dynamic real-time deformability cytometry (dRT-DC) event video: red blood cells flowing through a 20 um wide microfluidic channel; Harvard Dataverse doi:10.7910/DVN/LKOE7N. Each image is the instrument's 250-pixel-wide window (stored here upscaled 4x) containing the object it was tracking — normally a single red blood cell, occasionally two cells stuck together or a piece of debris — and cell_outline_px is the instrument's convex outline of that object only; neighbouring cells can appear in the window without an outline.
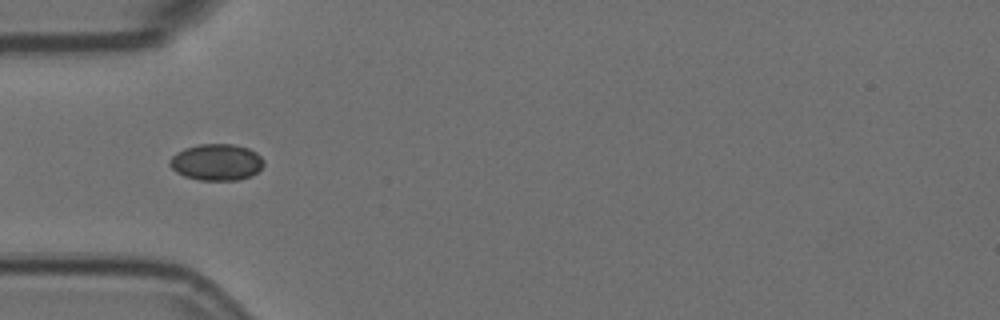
{"species": "Egyptian fruit bat (a non-hibernating species)", "species_latin": "Rousettus aegyptiacus", "temperature_condition": "room temperature", "stored_images_in_passage": 6, "camera_frame_rate_fps": 3000, "um_per_image_px": 0.085, "animal": {"sex": "female"}, "frame": {"image": 1, "passage_image": 5, "time_ms": 1.333, "image_size_px": [1000, 320], "cell_outline_px": [[264, 164], [252, 176], [236, 180], [200, 180], [184, 176], [176, 172], [168, 164], [168, 160], [176, 152], [184, 148], [200, 144], [232, 144], [248, 148], [256, 152], [264, 160]], "centroid_in_image_um": [18.38, 13.78], "position_along_channel_um": 66.6, "area_um2": 20.06}}
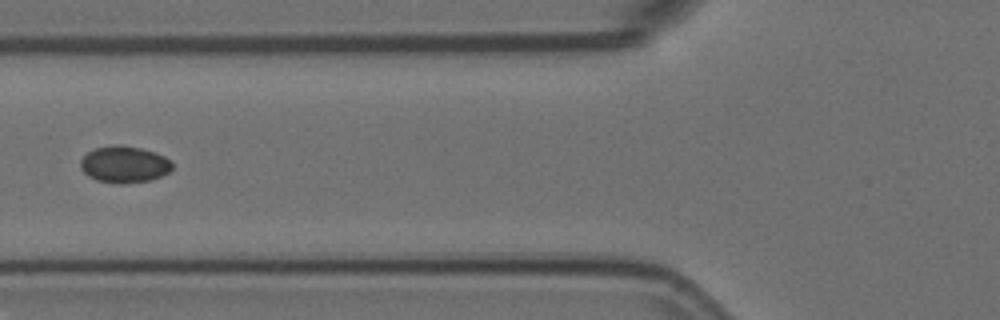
{"frame": {"image": 2, "passage_image": 6, "time_ms": 1.667, "image_size_px": [1000, 320], "cell_outline_px": [[172, 168], [168, 172], [160, 176], [148, 180], [124, 184], [116, 184], [96, 180], [88, 176], [80, 168], [80, 160], [88, 152], [96, 148], [116, 144], [140, 148], [156, 152], [172, 160]], "centroid_in_image_um": [10.56, 13.98], "position_along_channel_um": 115.2, "area_um2": 19.65}}